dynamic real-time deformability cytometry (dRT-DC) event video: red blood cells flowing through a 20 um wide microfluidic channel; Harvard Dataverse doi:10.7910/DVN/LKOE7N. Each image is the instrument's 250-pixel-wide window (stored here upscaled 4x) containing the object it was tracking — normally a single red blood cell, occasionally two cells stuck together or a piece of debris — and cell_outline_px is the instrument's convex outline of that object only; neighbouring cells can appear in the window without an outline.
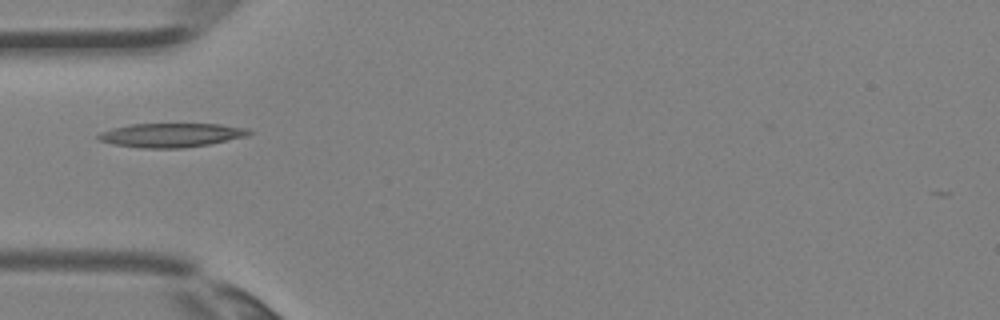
{"species": "Egyptian fruit bat (a non-hibernating species)", "species_latin": "Rousettus aegyptiacus", "temperature_condition": "room temperature", "stored_images_in_passage": 1, "camera_frame_rate_fps": 3000, "um_per_image_px": 0.085, "animal": {"sex": "female"}, "frame": {"image": 1, "passage_image": 1, "time_ms": 0.0, "image_size_px": [1000, 320], "cell_outline_px": [[252, 132], [248, 136], [208, 144], [184, 148], [140, 148], [112, 144], [96, 140], [96, 136], [100, 132], [112, 128], [128, 124], [220, 124], [248, 128]], "centroid_in_image_um": [14.51, 11.48], "position_along_channel_um": 70.5, "area_um2": 21.27}}